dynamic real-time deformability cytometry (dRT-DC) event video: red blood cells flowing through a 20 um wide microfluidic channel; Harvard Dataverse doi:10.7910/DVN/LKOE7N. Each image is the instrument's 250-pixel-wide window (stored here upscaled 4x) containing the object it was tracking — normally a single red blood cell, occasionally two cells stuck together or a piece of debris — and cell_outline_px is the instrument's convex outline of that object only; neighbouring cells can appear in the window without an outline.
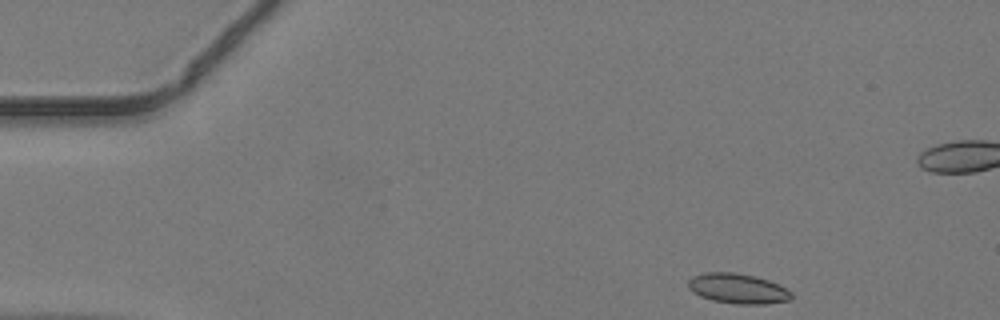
{"species": "common noctule bat (a hibernating species)", "species_latin": "Nyctalus noctula", "temperature_condition": "warm", "stored_images_in_passage": 43, "camera_frame_rate_fps": 3000, "um_per_image_px": 0.085, "animal": {"sex": "male", "body_mass_g": 19.2, "forearm_length_mm": 51.8}, "frame": {"image": 1, "passage_image": 1, "time_ms": 0.0, "image_size_px": [1000, 320], "cell_outline_px": [[792, 300], [764, 304], [736, 304], [712, 300], [700, 296], [692, 292], [688, 288], [688, 280], [692, 276], [704, 272], [736, 272], [768, 280], [792, 292]], "centroid_in_image_um": [62.68, 24.53], "position_along_channel_um": 22.3, "area_um2": 18.09}}
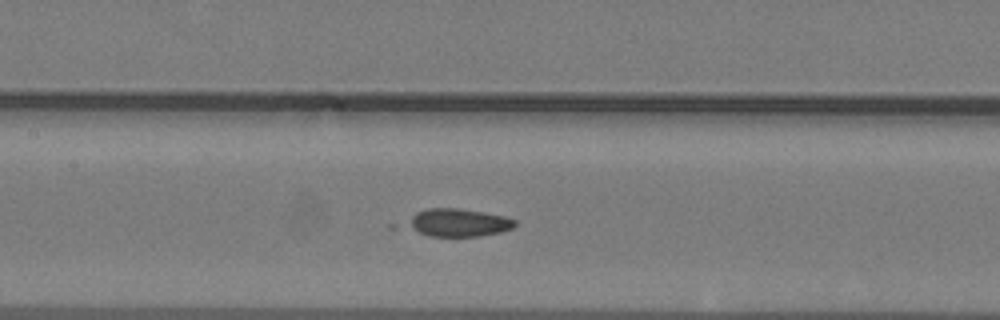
{"frame": {"image": 2, "passage_image": 17, "time_ms": 5.333, "image_size_px": [1000, 320], "cell_outline_px": [[516, 224], [512, 228], [500, 232], [480, 236], [428, 236], [404, 224], [416, 212], [428, 208], [456, 208], [484, 212], [504, 216], [516, 220]], "centroid_in_image_um": [38.96, 18.92], "position_along_channel_um": 168.4, "area_um2": 17.34}}
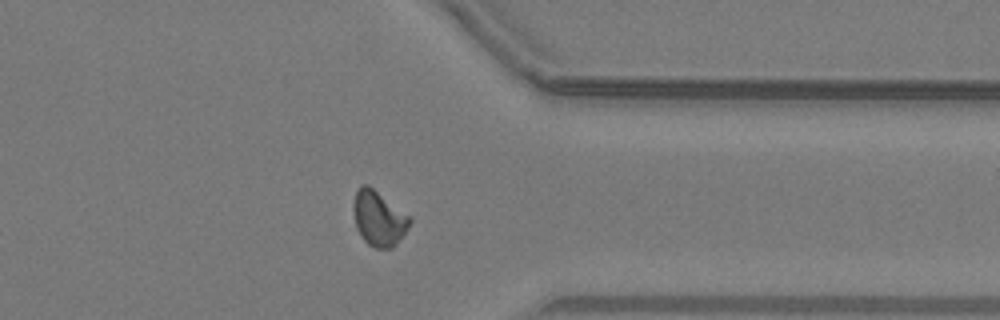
{"frame": {"image": 3, "passage_image": 32, "time_ms": 10.333, "image_size_px": [1000, 320], "cell_outline_px": [[412, 220], [408, 228], [396, 244], [392, 248], [376, 248], [368, 244], [360, 236], [356, 228], [352, 208], [352, 204], [356, 192], [360, 184], [368, 184], [408, 216]], "centroid_in_image_um": [32.14, 18.57], "position_along_channel_um": 379.3, "area_um2": 17.92}}